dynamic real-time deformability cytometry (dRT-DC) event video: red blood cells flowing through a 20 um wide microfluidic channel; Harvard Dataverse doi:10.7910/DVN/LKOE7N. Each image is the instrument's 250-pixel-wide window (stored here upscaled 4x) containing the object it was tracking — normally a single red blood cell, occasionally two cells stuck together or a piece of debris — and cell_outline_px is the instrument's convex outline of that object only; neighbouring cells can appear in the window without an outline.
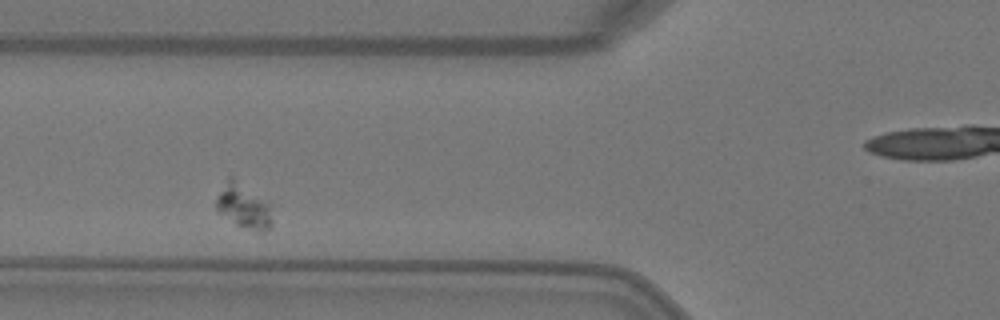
{"species": "Egyptian fruit bat (a non-hibernating species)", "species_latin": "Rousettus aegyptiacus", "temperature_condition": "warm", "stored_images_in_passage": 11, "camera_frame_rate_fps": 3000, "um_per_image_px": 0.085, "animal": {"sex": "female"}, "frame": {"image": 1, "passage_image": 2, "time_ms": 0.333, "image_size_px": [1000, 320], "cell_outline_px": [[272, 228], [264, 232], [256, 232], [236, 224], [216, 212], [216, 200], [228, 176], [232, 176], [268, 204], [272, 220]], "centroid_in_image_um": [20.69, 17.58], "position_along_channel_um": 105.1, "area_um2": 14.22}}